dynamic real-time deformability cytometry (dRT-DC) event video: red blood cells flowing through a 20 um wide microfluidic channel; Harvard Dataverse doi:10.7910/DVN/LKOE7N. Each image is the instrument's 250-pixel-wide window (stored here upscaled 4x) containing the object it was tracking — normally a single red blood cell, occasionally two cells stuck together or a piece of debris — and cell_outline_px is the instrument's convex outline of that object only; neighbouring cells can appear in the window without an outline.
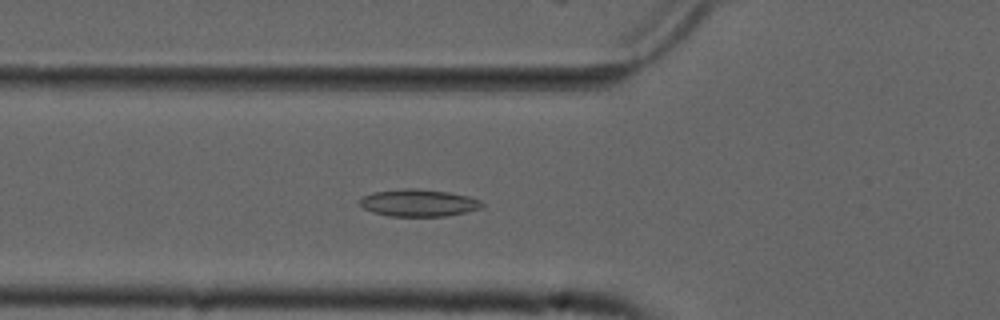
{"species": "common noctule bat (a hibernating species)", "species_latin": "Nyctalus noctula", "temperature_condition": "cold", "stored_images_in_passage": 47, "camera_frame_rate_fps": 3000, "um_per_image_px": 0.085, "animal": {"sex": "male", "forearm_length_mm": 52.5}, "frame": {"image": 1, "passage_image": 19, "time_ms": 6.0, "image_size_px": [1000, 320], "cell_outline_px": [[484, 204], [480, 208], [464, 212], [444, 216], [388, 216], [372, 212], [364, 208], [360, 204], [360, 200], [364, 196], [372, 192], [404, 188], [416, 188], [448, 192], [468, 196], [480, 200]], "centroid_in_image_um": [35.56, 17.24], "position_along_channel_um": 90.2, "area_um2": 19.25}}
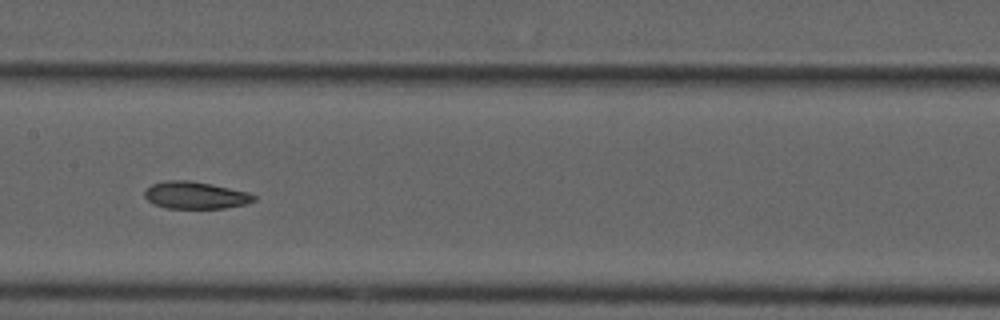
{"frame": {"image": 2, "passage_image": 27, "time_ms": 8.667, "image_size_px": [1000, 320], "cell_outline_px": [[256, 200], [244, 204], [224, 208], [168, 208], [152, 204], [144, 196], [144, 192], [152, 184], [168, 180], [192, 180], [212, 184], [248, 192], [256, 196]], "centroid_in_image_um": [16.6, 16.59], "position_along_channel_um": 190.8, "area_um2": 17.28}}
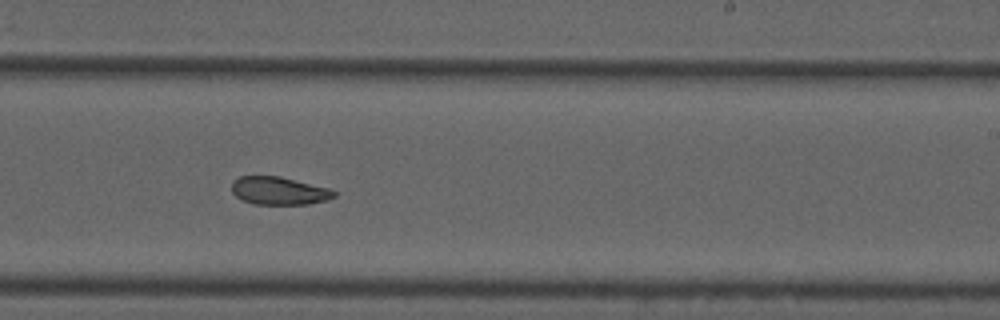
{"frame": {"image": 3, "passage_image": 33, "time_ms": 10.667, "image_size_px": [1000, 320], "cell_outline_px": [[336, 196], [328, 200], [308, 204], [252, 204], [236, 196], [232, 192], [232, 180], [240, 176], [280, 176], [332, 188], [336, 192]], "centroid_in_image_um": [23.75, 16.21], "position_along_channel_um": 265.2, "area_um2": 16.88}, "authors_computed_cell_mechanics": {"area_um2": 17.918, "velocity_mm_per_s": 3.7428, "shape_relaxation_time_tau1_ms": null, "shape_relaxation_time_tau2_ms": 7.6677, "deformation_change_tau1": null, "deformation_change_tau2": 0.1448}}